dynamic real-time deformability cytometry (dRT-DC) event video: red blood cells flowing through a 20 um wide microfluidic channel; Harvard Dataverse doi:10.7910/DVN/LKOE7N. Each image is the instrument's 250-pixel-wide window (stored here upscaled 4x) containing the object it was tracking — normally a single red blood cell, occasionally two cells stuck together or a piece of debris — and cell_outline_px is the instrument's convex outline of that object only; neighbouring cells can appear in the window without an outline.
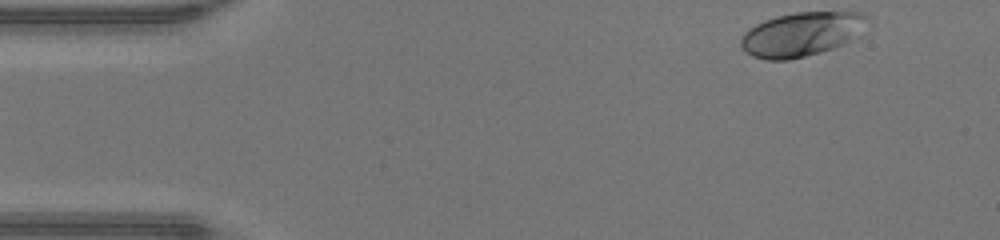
{"species": "human", "species_latin": "Homo sapiens", "temperature_condition": "warm", "stored_images_in_passage": 44, "camera_frame_rate_fps": 3000, "um_per_image_px": 0.085, "donor": {"sex": "male"}, "frame": {"image": 1, "passage_image": 1, "time_ms": 0.0, "image_size_px": [1000, 240], "cell_outline_px": [[872, 24], [868, 32], [844, 44], [820, 52], [788, 60], [768, 60], [752, 56], [740, 44], [740, 36], [748, 28], [764, 20], [776, 16], [796, 12], [864, 12], [868, 16]], "centroid_in_image_um": [68.26, 2.88], "position_along_channel_um": 16.7, "area_um2": 33.29}}
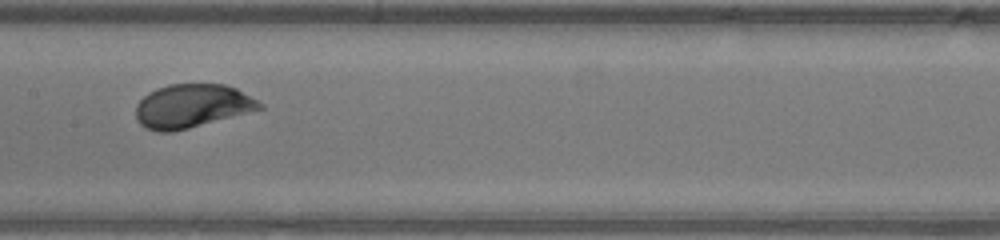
{"frame": {"image": 2, "passage_image": 20, "time_ms": 6.333, "image_size_px": [1000, 240], "cell_outline_px": [[264, 108], [188, 128], [172, 132], [156, 132], [144, 128], [136, 120], [136, 104], [148, 92], [156, 88], [168, 84], [224, 84], [236, 88], [264, 104]], "centroid_in_image_um": [16.28, 9.01], "position_along_channel_um": 191.1, "area_um2": 31.5}}
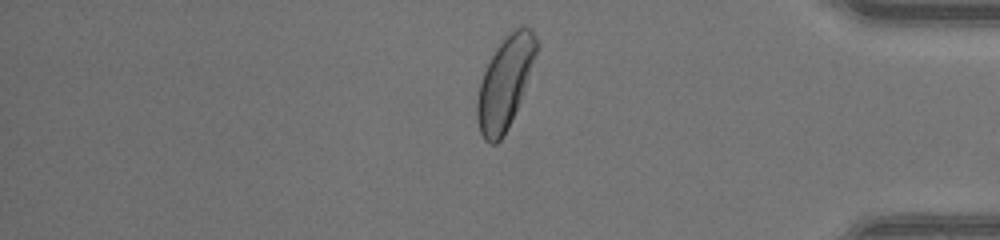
{"frame": {"image": 3, "passage_image": 36, "time_ms": 11.667, "image_size_px": [1000, 240], "cell_outline_px": [[540, 44], [524, 88], [508, 128], [504, 136], [496, 144], [488, 144], [484, 140], [480, 132], [476, 116], [476, 104], [480, 80], [496, 48], [512, 28], [520, 24], [524, 24], [532, 28]], "centroid_in_image_um": [42.93, 6.98], "position_along_channel_um": 392.3, "area_um2": 31.73}, "authors_computed_cell_mechanics": {"area_um2": 31.5299, "velocity_mm_per_s": 4.3371, "shape_relaxation_time_tau1_ms": 1.7668, "shape_relaxation_time_tau2_ms": null, "deformation_change_tau1": 0.1366, "deformation_change_tau2": null}}